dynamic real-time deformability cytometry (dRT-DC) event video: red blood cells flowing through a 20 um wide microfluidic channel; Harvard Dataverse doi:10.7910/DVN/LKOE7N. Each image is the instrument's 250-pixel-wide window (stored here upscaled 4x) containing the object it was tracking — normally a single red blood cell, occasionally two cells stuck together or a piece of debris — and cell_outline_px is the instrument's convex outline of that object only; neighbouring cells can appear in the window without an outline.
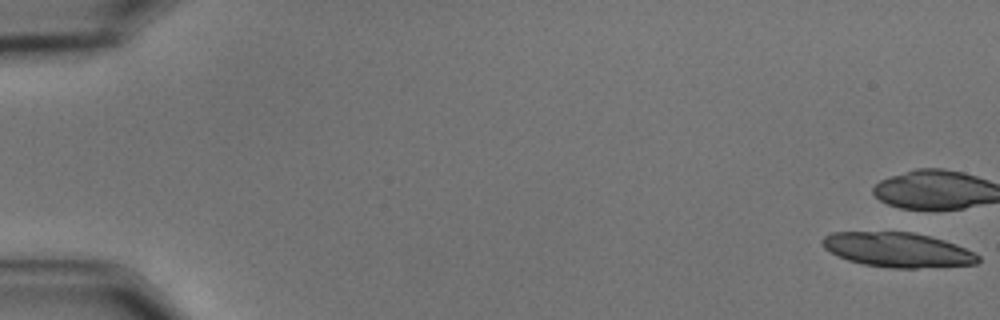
{"species": "common noctule bat (a hibernating species)", "species_latin": "Nyctalus noctula", "temperature_condition": "cold", "stored_images_in_passage": 58, "camera_frame_rate_fps": 3000, "um_per_image_px": 0.085, "animal": {"sex": "male", "body_mass_g": 15.6}, "frame": {"image": 1, "passage_image": 1, "time_ms": 0.0, "image_size_px": [1000, 320], "cell_outline_px": [[980, 260], [976, 264], [916, 268], [888, 268], [864, 264], [848, 260], [824, 248], [820, 240], [824, 236], [832, 232], [912, 232], [944, 240], [956, 244], [980, 256]], "centroid_in_image_um": [76.29, 21.23], "position_along_channel_um": 8.7, "area_um2": 31.21}, "authors_computed_cell_mechanics": {"area_um2": 19.5653, "velocity_mm_per_s": 3.5239, "shape_relaxation_time_tau1_ms": 4.9275, "shape_relaxation_time_tau2_ms": 5.2007, "deformation_change_tau1": 0.14, "deformation_change_tau2": 0.1193}}